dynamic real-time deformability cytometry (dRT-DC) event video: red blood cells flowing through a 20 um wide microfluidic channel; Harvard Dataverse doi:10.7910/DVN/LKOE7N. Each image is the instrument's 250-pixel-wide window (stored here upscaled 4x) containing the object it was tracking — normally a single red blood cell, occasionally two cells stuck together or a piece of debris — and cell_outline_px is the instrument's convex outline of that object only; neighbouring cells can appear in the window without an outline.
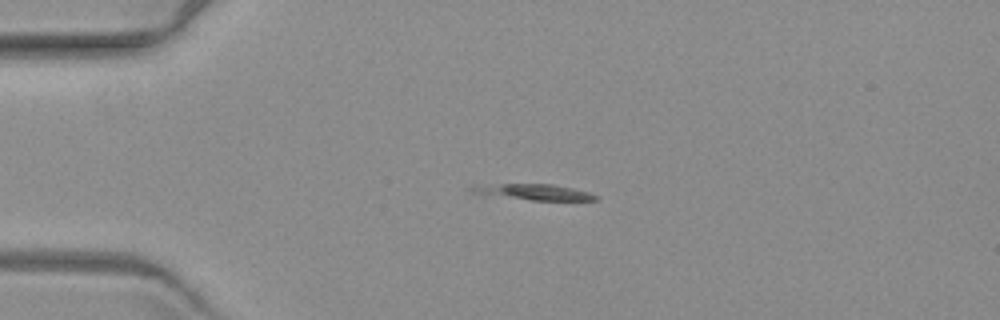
{"species": "common noctule bat (a hibernating species)", "species_latin": "Nyctalus noctula", "temperature_condition": "warm", "stored_images_in_passage": 7, "camera_frame_rate_fps": 3000, "um_per_image_px": 0.085, "animal": {"sex": "female", "body_mass_g": 19.3, "forearm_length_mm": 54.1}, "frame": {"image": 1, "passage_image": 3, "time_ms": 2.667, "image_size_px": [1000, 320], "cell_outline_px": [[600, 200], [532, 200], [484, 196], [468, 192], [468, 188], [472, 184], [552, 184], [572, 188], [588, 192], [600, 196]], "centroid_in_image_um": [45.21, 16.32], "position_along_channel_um": 39.8, "area_um2": 11.96}}